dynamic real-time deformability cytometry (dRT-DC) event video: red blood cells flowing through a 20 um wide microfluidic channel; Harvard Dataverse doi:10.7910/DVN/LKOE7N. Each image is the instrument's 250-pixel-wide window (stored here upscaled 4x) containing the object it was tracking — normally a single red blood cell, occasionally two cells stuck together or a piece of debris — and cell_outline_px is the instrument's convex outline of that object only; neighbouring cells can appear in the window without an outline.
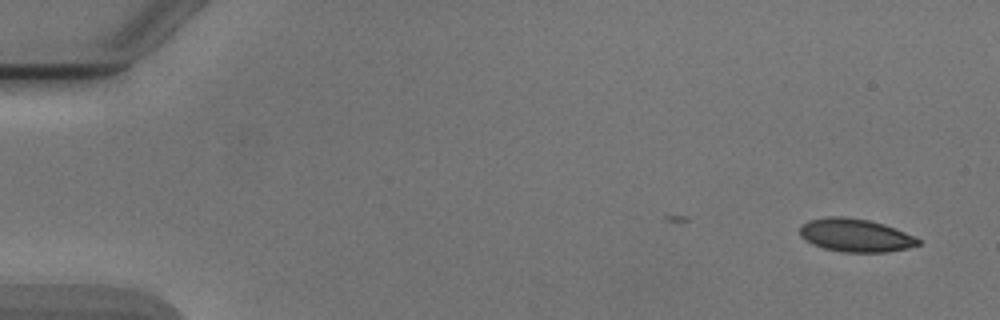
{"species": "Egyptian fruit bat (a non-hibernating species)", "species_latin": "Rousettus aegyptiacus", "temperature_condition": "cold", "stored_images_in_passage": 8, "camera_frame_rate_fps": 3000, "um_per_image_px": 0.085, "animal": {"sex": "male"}, "frame": {"image": 1, "passage_image": 1, "time_ms": 0.0, "image_size_px": [1000, 320], "cell_outline_px": [[920, 244], [908, 248], [888, 252], [844, 252], [824, 248], [812, 244], [800, 236], [800, 224], [808, 220], [828, 216], [844, 216], [868, 220], [884, 224], [904, 232], [920, 240]], "centroid_in_image_um": [72.67, 19.99], "position_along_channel_um": 12.3, "area_um2": 22.83}}
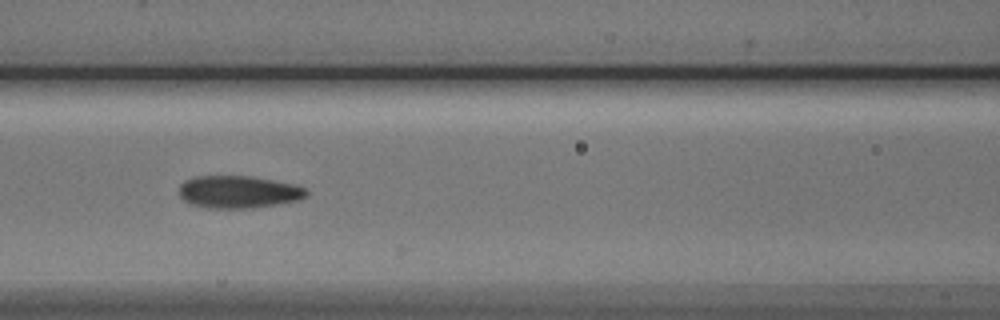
{"frame": {"image": 2, "passage_image": 7, "time_ms": 7.0, "image_size_px": [1000, 320], "cell_outline_px": [[308, 196], [300, 200], [252, 208], [208, 208], [192, 204], [184, 200], [180, 196], [180, 184], [184, 180], [196, 176], [252, 176], [292, 184], [304, 188], [308, 192]], "centroid_in_image_um": [20.27, 16.31], "position_along_channel_um": 146.3, "area_um2": 23.99}}
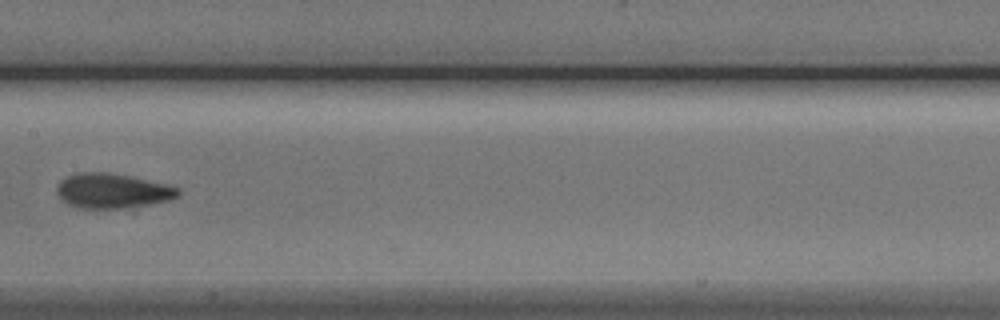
{"frame": {"image": 3, "passage_image": 8, "time_ms": 8.333, "image_size_px": [1000, 320], "cell_outline_px": [[180, 196], [168, 200], [152, 204], [124, 208], [76, 208], [68, 204], [60, 196], [56, 188], [60, 180], [68, 176], [80, 172], [104, 172], [128, 176], [164, 184], [180, 188]], "centroid_in_image_um": [9.56, 16.23], "position_along_channel_um": 197.8, "area_um2": 24.33}}